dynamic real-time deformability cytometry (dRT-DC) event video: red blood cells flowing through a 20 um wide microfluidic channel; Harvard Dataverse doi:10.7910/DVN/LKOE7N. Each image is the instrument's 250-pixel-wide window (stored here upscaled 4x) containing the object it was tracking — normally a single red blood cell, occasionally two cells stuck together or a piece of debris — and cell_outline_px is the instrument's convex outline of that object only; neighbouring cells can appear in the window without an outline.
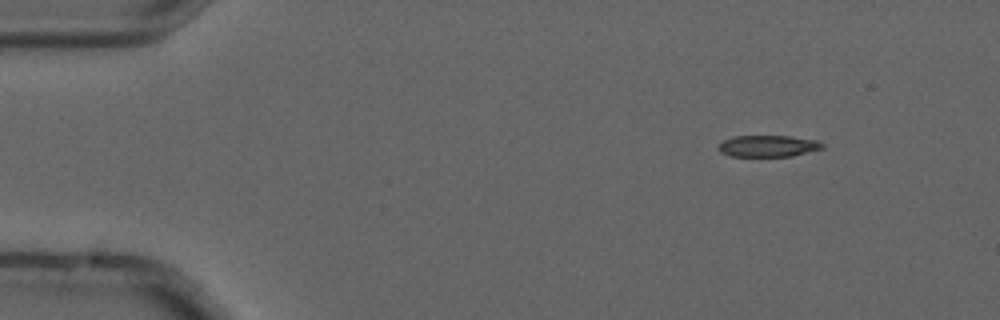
{"species": "common noctule bat (a hibernating species)", "species_latin": "Nyctalus noctula", "temperature_condition": "cold", "stored_images_in_passage": 5, "camera_frame_rate_fps": 3000, "um_per_image_px": 0.085, "animal": {"sex": "male", "forearm_length_mm": 52.5}, "frame": {"image": 1, "passage_image": 2, "time_ms": 0.333, "image_size_px": [1000, 320], "cell_outline_px": [[824, 148], [792, 156], [732, 156], [720, 152], [716, 148], [716, 144], [732, 136], [788, 136], [816, 140], [824, 144]], "centroid_in_image_um": [65.24, 12.41], "position_along_channel_um": 19.8, "area_um2": 13.12}}
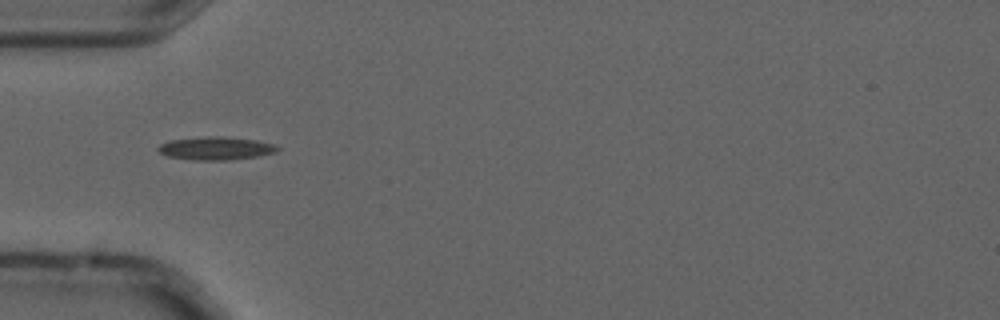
{"frame": {"image": 2, "passage_image": 5, "time_ms": 1.333, "image_size_px": [1000, 320], "cell_outline_px": [[280, 148], [276, 152], [260, 156], [228, 160], [192, 160], [168, 156], [160, 152], [156, 148], [160, 144], [172, 140], [208, 136], [220, 136], [256, 140], [276, 144]], "centroid_in_image_um": [18.39, 12.61], "position_along_channel_um": 66.6, "area_um2": 16.07}}